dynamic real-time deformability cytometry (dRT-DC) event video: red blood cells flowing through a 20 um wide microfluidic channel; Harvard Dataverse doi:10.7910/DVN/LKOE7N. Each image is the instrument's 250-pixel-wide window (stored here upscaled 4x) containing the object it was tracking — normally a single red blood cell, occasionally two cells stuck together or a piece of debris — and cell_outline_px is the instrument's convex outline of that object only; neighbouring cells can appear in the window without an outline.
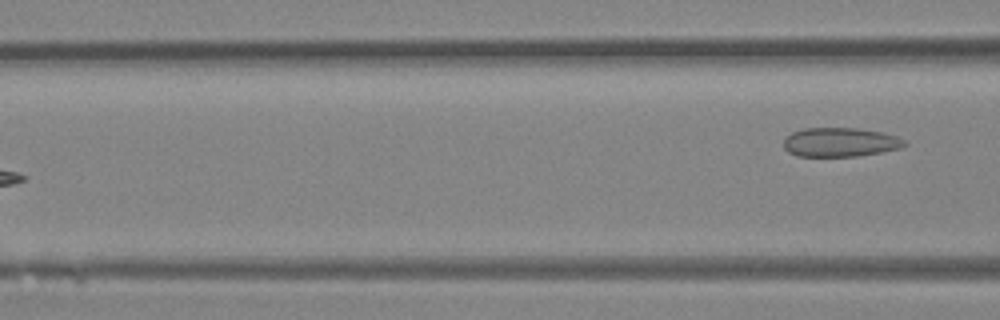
{"species": "Egyptian fruit bat (a non-hibernating species)", "species_latin": "Rousettus aegyptiacus", "temperature_condition": "room temperature", "stored_images_in_passage": 5, "camera_frame_rate_fps": 3000, "um_per_image_px": 0.085, "animal": {"sex": "female"}, "frame": {"image": 1, "passage_image": 5, "time_ms": 1.333, "image_size_px": [1000, 320], "cell_outline_px": [[908, 144], [900, 148], [880, 152], [856, 156], [796, 156], [788, 152], [784, 148], [784, 136], [792, 132], [804, 128], [856, 128], [880, 132], [896, 136], [904, 140]], "centroid_in_image_um": [71.37, 12.08], "position_along_channel_um": 95.2, "area_um2": 20.46}}